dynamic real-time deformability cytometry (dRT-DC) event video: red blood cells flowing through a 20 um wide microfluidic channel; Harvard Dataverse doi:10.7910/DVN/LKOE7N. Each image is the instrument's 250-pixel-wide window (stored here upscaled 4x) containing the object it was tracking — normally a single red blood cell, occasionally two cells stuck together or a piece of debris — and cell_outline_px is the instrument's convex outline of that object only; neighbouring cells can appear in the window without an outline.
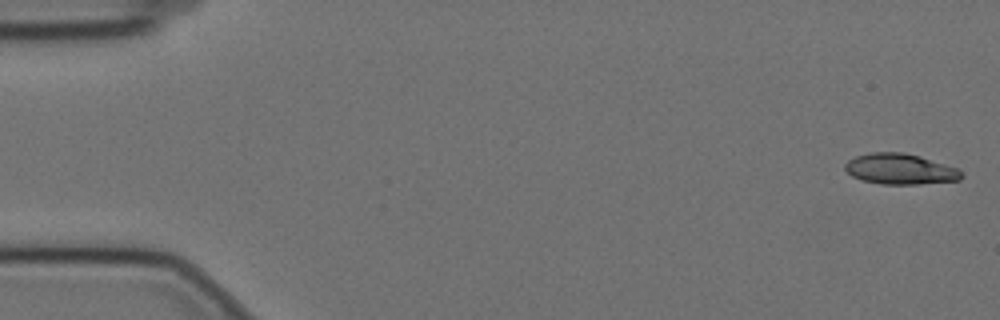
{"species": "Egyptian fruit bat (a non-hibernating species)", "species_latin": "Rousettus aegyptiacus", "temperature_condition": "cold", "stored_images_in_passage": 57, "camera_frame_rate_fps": 3000, "um_per_image_px": 0.085, "animal": {"sex": "female"}, "frame": {"image": 1, "passage_image": 1, "time_ms": 0.0, "image_size_px": [1000, 320], "cell_outline_px": [[964, 176], [960, 180], [920, 184], [880, 184], [864, 180], [852, 176], [844, 168], [844, 164], [848, 160], [856, 156], [872, 152], [904, 152], [920, 156], [956, 168]], "centroid_in_image_um": [76.5, 14.36], "position_along_channel_um": 8.5, "area_um2": 20.69}}
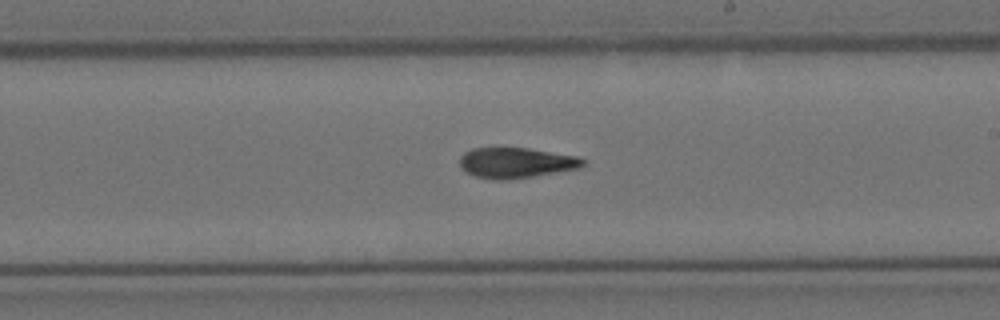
{"frame": {"image": 2, "passage_image": 33, "time_ms": 10.667, "image_size_px": [1000, 320], "cell_outline_px": [[584, 164], [580, 168], [508, 180], [492, 180], [476, 176], [464, 172], [460, 168], [460, 156], [464, 152], [472, 148], [528, 148], [580, 156], [584, 160]], "centroid_in_image_um": [43.84, 13.83], "position_along_channel_um": 245.2, "area_um2": 22.02}}
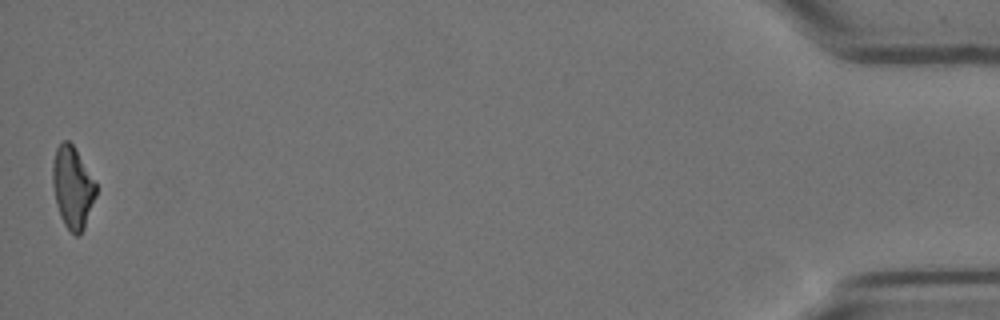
{"frame": {"image": 3, "passage_image": 57, "time_ms": 18.667, "image_size_px": [1000, 320], "cell_outline_px": [[96, 196], [84, 228], [80, 236], [76, 236], [64, 224], [60, 216], [56, 204], [52, 184], [52, 164], [56, 148], [64, 140], [68, 140], [72, 144], [96, 184]], "centroid_in_image_um": [6.15, 15.95], "position_along_channel_um": 429.1, "area_um2": 20.46}, "authors_computed_cell_mechanics": {"area_um2": 21.8484, "velocity_mm_per_s": 3.4845, "shape_relaxation_time_tau1_ms": null, "shape_relaxation_time_tau2_ms": 10.2124, "deformation_change_tau1": null, "deformation_change_tau2": 0.2086}}